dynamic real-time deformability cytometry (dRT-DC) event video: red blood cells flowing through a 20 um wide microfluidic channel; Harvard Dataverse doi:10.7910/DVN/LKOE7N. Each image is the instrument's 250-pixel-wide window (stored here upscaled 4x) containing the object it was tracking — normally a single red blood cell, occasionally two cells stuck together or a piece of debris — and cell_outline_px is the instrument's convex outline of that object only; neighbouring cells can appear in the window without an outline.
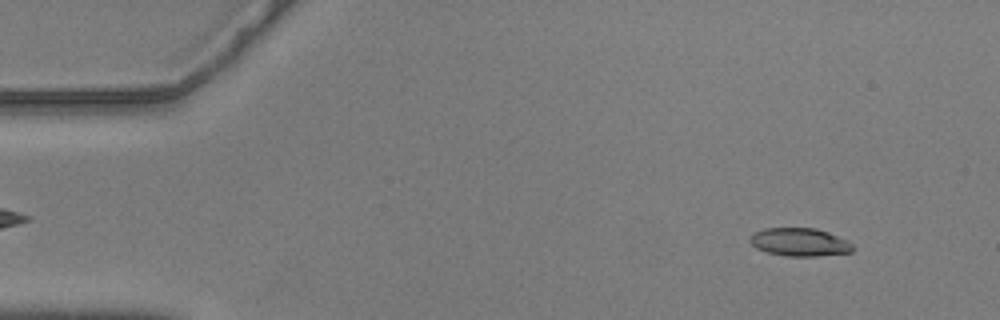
{"species": "common noctule bat (a hibernating species)", "species_latin": "Nyctalus noctula", "temperature_condition": "warm", "stored_images_in_passage": 56, "camera_frame_rate_fps": 3000, "um_per_image_px": 0.085, "animal": {"sex": "male", "body_mass_g": 20.5, "forearm_length_mm": 52.5}, "frame": {"image": 1, "passage_image": 5, "time_ms": 1.333, "image_size_px": [1000, 320], "cell_outline_px": [[852, 252], [816, 256], [784, 256], [768, 252], [756, 248], [748, 240], [748, 236], [764, 228], [816, 228], [828, 232], [848, 240], [852, 244]], "centroid_in_image_um": [67.95, 20.57], "position_along_channel_um": 17.0, "area_um2": 16.88}}
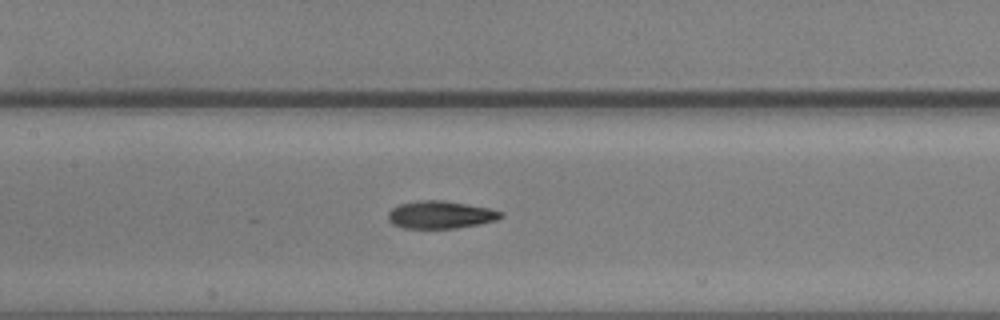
{"frame": {"image": 2, "passage_image": 26, "time_ms": 8.333, "image_size_px": [1000, 320], "cell_outline_px": [[504, 216], [496, 220], [480, 224], [456, 228], [404, 228], [392, 224], [388, 220], [388, 212], [396, 204], [420, 200], [440, 200], [488, 208], [504, 212]], "centroid_in_image_um": [37.41, 18.25], "position_along_channel_um": 170.0, "area_um2": 18.15}}
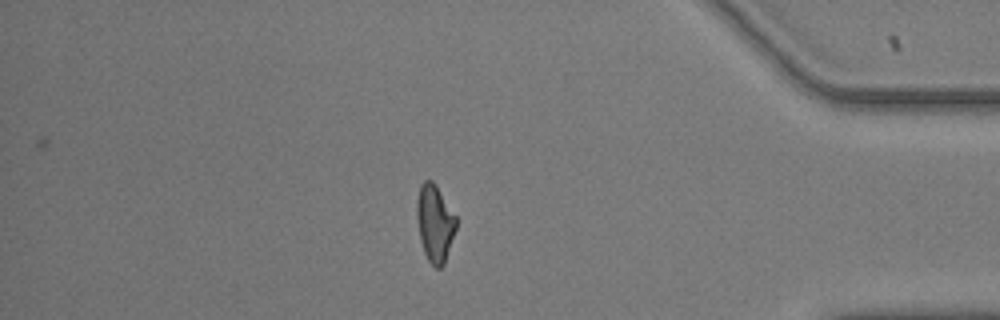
{"frame": {"image": 3, "passage_image": 48, "time_ms": 15.667, "image_size_px": [1000, 320], "cell_outline_px": [[456, 228], [444, 264], [440, 268], [436, 268], [428, 260], [424, 252], [420, 240], [416, 216], [416, 200], [420, 184], [424, 180], [432, 180], [436, 184], [456, 216]], "centroid_in_image_um": [36.94, 18.94], "position_along_channel_um": 398.3, "area_um2": 17.74}, "authors_computed_cell_mechanics": {"area_um2": 17.7157, "velocity_mm_per_s": 3.5884, "shape_relaxation_time_tau1_ms": 6.083, "shape_relaxation_time_tau2_ms": 3.5518, "deformation_change_tau1": 0.1845, "deformation_change_tau2": 0.1133}}